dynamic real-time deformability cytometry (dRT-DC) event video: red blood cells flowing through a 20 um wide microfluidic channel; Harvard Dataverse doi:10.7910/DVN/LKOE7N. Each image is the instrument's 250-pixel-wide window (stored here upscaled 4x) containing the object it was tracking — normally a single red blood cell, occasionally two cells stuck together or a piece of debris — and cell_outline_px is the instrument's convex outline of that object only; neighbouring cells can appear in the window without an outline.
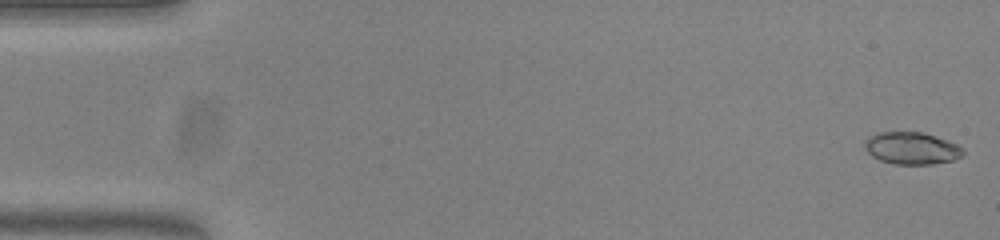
{"species": "common noctule bat (a hibernating species)", "species_latin": "Nyctalus noctula", "temperature_condition": "warm", "stored_images_in_passage": 53, "camera_frame_rate_fps": 3000, "um_per_image_px": 0.085, "animal": {"sex": "female", "body_mass_g": 23.0, "forearm_length_mm": 53.4}, "frame": {"image": 1, "passage_image": 1, "time_ms": 0.0, "image_size_px": [1000, 240], "cell_outline_px": [[964, 152], [960, 156], [952, 160], [932, 164], [892, 164], [880, 160], [872, 156], [864, 148], [864, 144], [872, 136], [880, 132], [924, 132], [956, 144], [964, 148]], "centroid_in_image_um": [77.5, 12.6], "position_along_channel_um": 7.5, "area_um2": 18.21}}
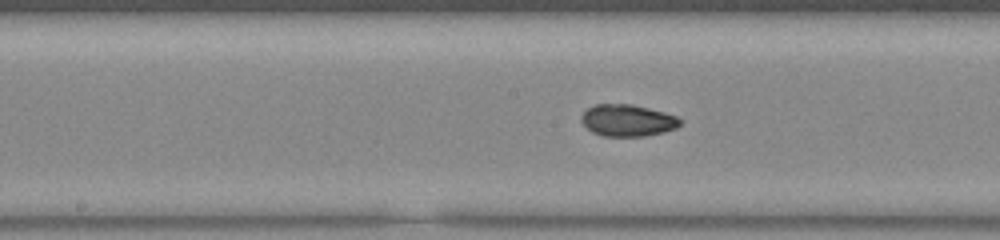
{"frame": {"image": 2, "passage_image": 27, "time_ms": 8.667, "image_size_px": [1000, 240], "cell_outline_px": [[684, 120], [676, 128], [664, 132], [644, 136], [604, 136], [592, 132], [580, 120], [580, 116], [588, 108], [596, 104], [632, 104], [664, 112], [676, 116]], "centroid_in_image_um": [53.36, 10.23], "position_along_channel_um": 194.8, "area_um2": 18.32}}
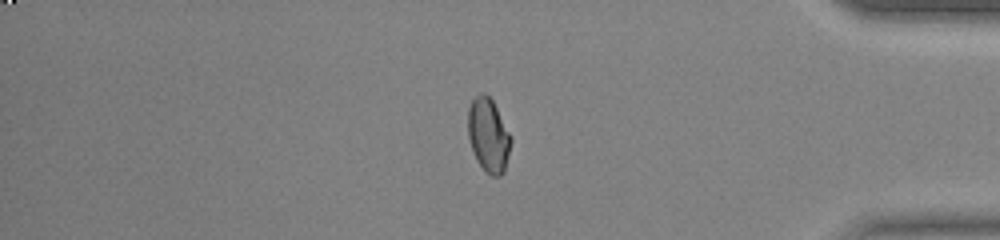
{"frame": {"image": 3, "passage_image": 45, "time_ms": 14.667, "image_size_px": [1000, 240], "cell_outline_px": [[512, 140], [504, 172], [500, 176], [492, 176], [484, 172], [476, 160], [468, 136], [468, 108], [472, 100], [480, 92], [484, 92], [492, 100], [512, 136]], "centroid_in_image_um": [41.52, 11.51], "position_along_channel_um": 393.7, "area_um2": 18.61}, "authors_computed_cell_mechanics": {"area_um2": 18.3226, "velocity_mm_per_s": 3.8139, "shape_relaxation_time_tau1_ms": null, "shape_relaxation_time_tau2_ms": 1.4192, "deformation_change_tau1": null, "deformation_change_tau2": 0.0418}}